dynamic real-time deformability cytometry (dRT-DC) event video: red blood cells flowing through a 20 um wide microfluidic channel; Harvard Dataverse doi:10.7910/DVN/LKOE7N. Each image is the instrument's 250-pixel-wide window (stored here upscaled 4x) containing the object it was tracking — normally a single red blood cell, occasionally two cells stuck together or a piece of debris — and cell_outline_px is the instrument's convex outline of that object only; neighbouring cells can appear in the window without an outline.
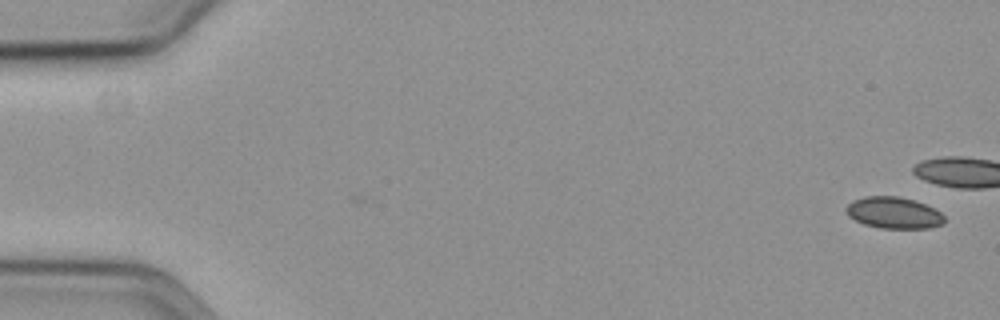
{"species": "common noctule bat (a hibernating species)", "species_latin": "Nyctalus noctula", "temperature_condition": "cold", "stored_images_in_passage": 45, "camera_frame_rate_fps": 3000, "um_per_image_px": 0.085, "animal": {"sex": "female", "body_mass_g": 19.3, "forearm_length_mm": 54.1}, "frame": {"image": 1, "passage_image": 1, "time_ms": 0.0, "image_size_px": [1000, 320], "cell_outline_px": [[944, 224], [928, 228], [880, 228], [864, 224], [848, 216], [844, 208], [852, 200], [864, 196], [900, 196], [916, 200], [940, 212], [944, 216]], "centroid_in_image_um": [75.94, 18.08], "position_along_channel_um": 9.1, "area_um2": 18.15}}
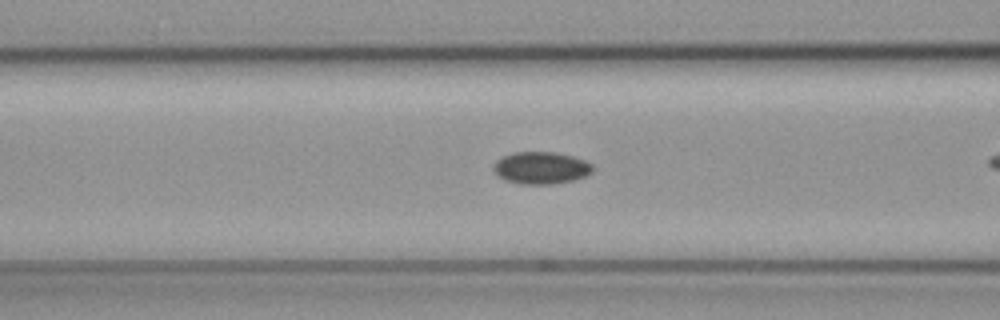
{"frame": {"image": 2, "passage_image": 23, "time_ms": 7.333, "image_size_px": [1000, 320], "cell_outline_px": [[592, 172], [584, 176], [572, 180], [552, 184], [520, 184], [504, 180], [496, 176], [492, 168], [492, 164], [496, 160], [512, 152], [556, 152], [572, 156], [584, 160], [592, 164]], "centroid_in_image_um": [45.92, 14.27], "position_along_channel_um": 120.7, "area_um2": 18.73}}
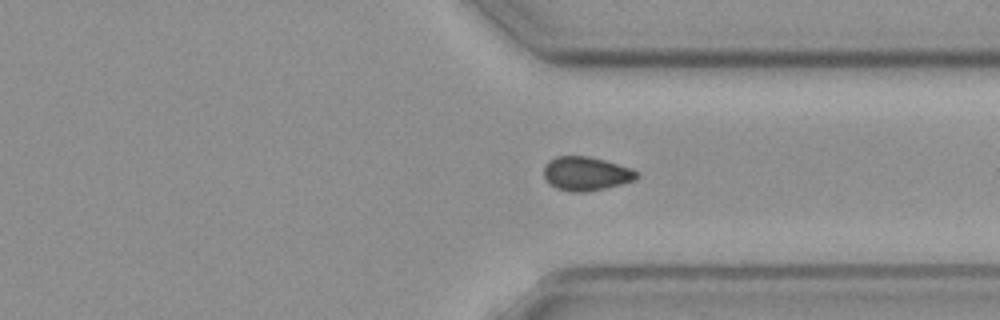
{"frame": {"image": 3, "passage_image": 43, "time_ms": 14.0, "image_size_px": [1000, 320], "cell_outline_px": [[640, 176], [636, 180], [604, 188], [584, 192], [572, 192], [556, 188], [544, 176], [544, 164], [548, 160], [556, 156], [588, 156], [604, 160], [632, 168]], "centroid_in_image_um": [49.82, 14.75], "position_along_channel_um": 361.6, "area_um2": 18.26}}